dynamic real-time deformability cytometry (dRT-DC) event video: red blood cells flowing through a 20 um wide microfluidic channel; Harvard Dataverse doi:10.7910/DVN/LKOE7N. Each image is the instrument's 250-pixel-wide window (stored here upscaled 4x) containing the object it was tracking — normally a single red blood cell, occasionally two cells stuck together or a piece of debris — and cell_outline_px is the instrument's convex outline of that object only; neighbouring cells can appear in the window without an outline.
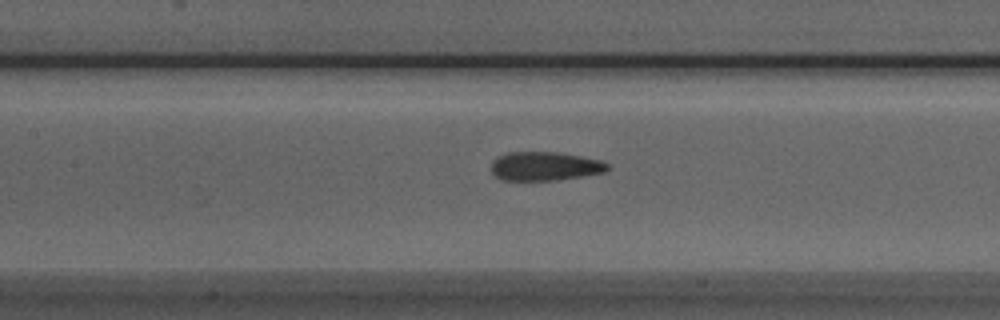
{"species": "Egyptian fruit bat (a non-hibernating species)", "species_latin": "Rousettus aegyptiacus", "temperature_condition": "room temperature", "stored_images_in_passage": 33, "camera_frame_rate_fps": 3000, "um_per_image_px": 0.085, "animal": {"sex": "male"}, "frame": {"image": 1, "passage_image": 15, "time_ms": 4.667, "image_size_px": [1000, 320], "cell_outline_px": [[612, 168], [604, 172], [556, 180], [504, 180], [496, 176], [492, 172], [492, 160], [496, 156], [508, 152], [560, 152], [600, 160], [608, 164]], "centroid_in_image_um": [46.31, 14.11], "position_along_channel_um": 161.1, "area_um2": 19.54}}
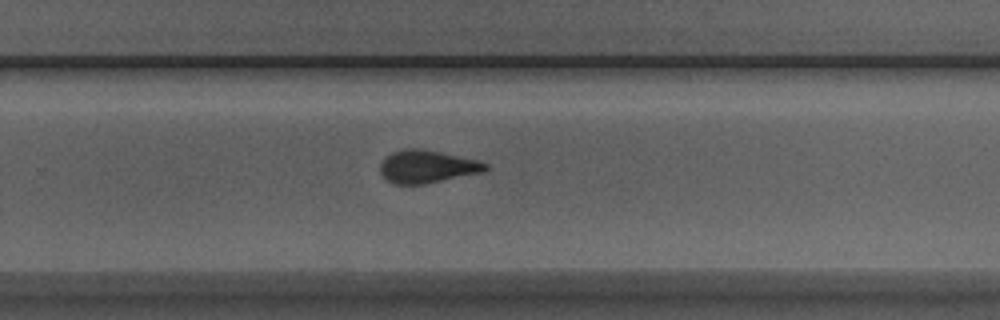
{"frame": {"image": 2, "passage_image": 25, "time_ms": 8.0, "image_size_px": [1000, 320], "cell_outline_px": [[488, 168], [484, 172], [424, 184], [396, 184], [388, 180], [380, 172], [380, 164], [392, 152], [408, 148], [420, 148], [480, 160], [488, 164]], "centroid_in_image_um": [36.35, 14.16], "position_along_channel_um": 293.5, "area_um2": 20.0}}
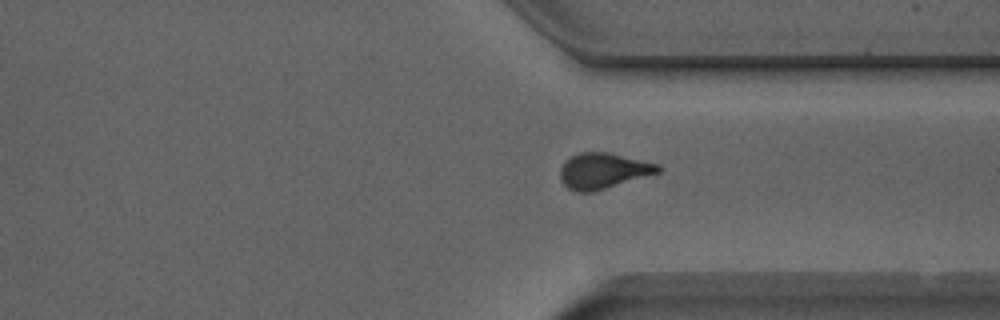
{"frame": {"image": 3, "passage_image": 30, "time_ms": 9.667, "image_size_px": [1000, 320], "cell_outline_px": [[664, 168], [660, 172], [592, 192], [576, 192], [568, 188], [560, 180], [560, 168], [572, 156], [580, 152], [608, 152], [660, 164]], "centroid_in_image_um": [51.29, 14.52], "position_along_channel_um": 360.1, "area_um2": 20.29}}